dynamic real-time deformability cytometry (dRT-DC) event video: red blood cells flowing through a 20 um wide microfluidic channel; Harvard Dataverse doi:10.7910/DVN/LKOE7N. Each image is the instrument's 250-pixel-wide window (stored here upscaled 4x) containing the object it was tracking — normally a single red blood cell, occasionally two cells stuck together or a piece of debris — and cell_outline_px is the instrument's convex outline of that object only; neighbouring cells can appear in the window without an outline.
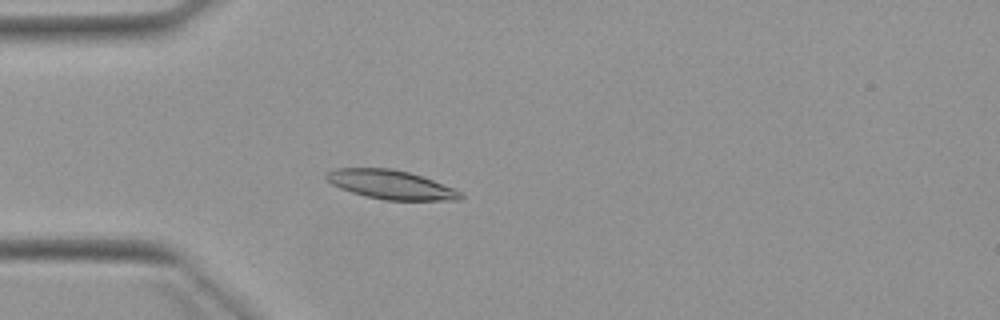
{"species": "Egyptian fruit bat (a non-hibernating species)", "species_latin": "Rousettus aegyptiacus", "temperature_condition": "warm", "stored_images_in_passage": 3, "camera_frame_rate_fps": 3000, "um_per_image_px": 0.085, "animal": {"sex": "female"}, "frame": {"image": 1, "passage_image": 3, "time_ms": 2.667, "image_size_px": [1000, 320], "cell_outline_px": [[464, 196], [460, 200], [384, 200], [364, 196], [340, 188], [332, 184], [324, 176], [332, 168], [392, 168], [408, 172], [456, 188]], "centroid_in_image_um": [33.22, 15.69], "position_along_channel_um": 51.8, "area_um2": 22.66}}